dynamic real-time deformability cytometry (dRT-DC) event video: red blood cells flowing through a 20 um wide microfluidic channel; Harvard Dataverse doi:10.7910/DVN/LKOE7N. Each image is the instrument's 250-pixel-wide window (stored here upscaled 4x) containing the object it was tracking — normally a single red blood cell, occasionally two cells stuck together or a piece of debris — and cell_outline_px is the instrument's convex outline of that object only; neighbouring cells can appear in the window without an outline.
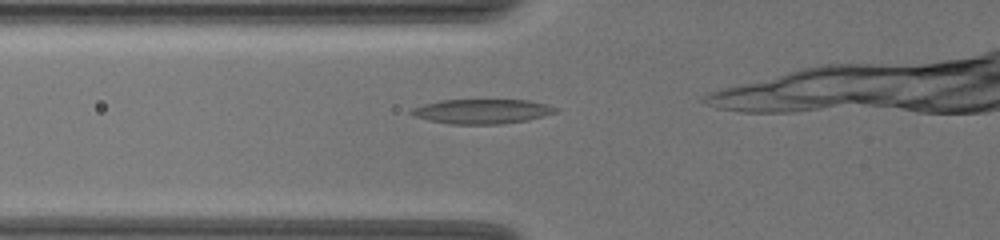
{"species": "common noctule bat (a hibernating species)", "species_latin": "Nyctalus noctula", "temperature_condition": "warm", "stored_images_in_passage": 8, "camera_frame_rate_fps": 3000, "um_per_image_px": 0.085, "animal": {"sex": "female", "body_mass_g": 19.5, "forearm_length_mm": 54.1}, "frame": {"image": 1, "passage_image": 3, "time_ms": 0.667, "image_size_px": [1000, 240], "cell_outline_px": [[560, 108], [556, 112], [544, 116], [528, 120], [500, 124], [448, 124], [428, 120], [416, 116], [408, 112], [412, 108], [424, 104], [440, 100], [528, 100], [548, 104]], "centroid_in_image_um": [41.0, 9.47], "position_along_channel_um": 84.8, "area_um2": 20.75}}
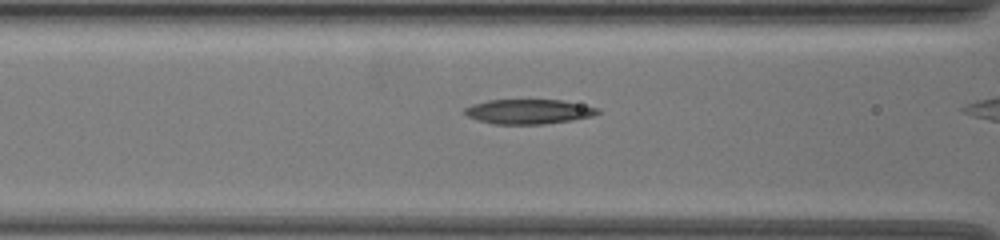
{"frame": {"image": 2, "passage_image": 6, "time_ms": 1.667, "image_size_px": [1000, 240], "cell_outline_px": [[600, 112], [592, 116], [572, 120], [544, 124], [496, 124], [480, 120], [468, 116], [464, 112], [464, 108], [472, 104], [488, 100], [560, 100], [600, 108]], "centroid_in_image_um": [44.94, 9.48], "position_along_channel_um": 121.7, "area_um2": 18.96}}